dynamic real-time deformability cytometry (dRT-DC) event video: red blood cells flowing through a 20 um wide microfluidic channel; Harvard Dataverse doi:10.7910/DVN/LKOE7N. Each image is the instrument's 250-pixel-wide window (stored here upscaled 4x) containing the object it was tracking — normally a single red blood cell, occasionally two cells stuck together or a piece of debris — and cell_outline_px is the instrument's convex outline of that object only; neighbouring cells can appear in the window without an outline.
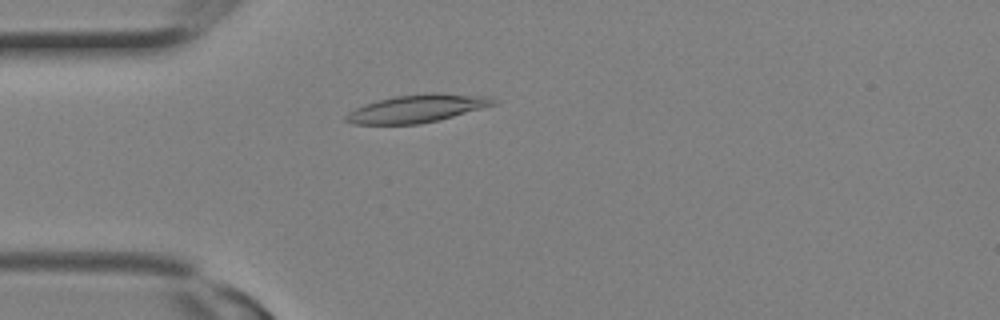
{"species": "Egyptian fruit bat (a non-hibernating species)", "species_latin": "Rousettus aegyptiacus", "temperature_condition": "room temperature", "stored_images_in_passage": 3, "camera_frame_rate_fps": 3000, "um_per_image_px": 0.085, "animal": {"sex": "female"}, "frame": {"image": 1, "passage_image": 3, "time_ms": 0.667, "image_size_px": [1000, 320], "cell_outline_px": [[500, 100], [496, 104], [440, 120], [420, 124], [352, 124], [344, 120], [344, 116], [348, 112], [364, 104], [396, 96], [424, 92], [436, 92], [488, 96]], "centroid_in_image_um": [35.48, 9.21], "position_along_channel_um": 49.5, "area_um2": 24.16}}